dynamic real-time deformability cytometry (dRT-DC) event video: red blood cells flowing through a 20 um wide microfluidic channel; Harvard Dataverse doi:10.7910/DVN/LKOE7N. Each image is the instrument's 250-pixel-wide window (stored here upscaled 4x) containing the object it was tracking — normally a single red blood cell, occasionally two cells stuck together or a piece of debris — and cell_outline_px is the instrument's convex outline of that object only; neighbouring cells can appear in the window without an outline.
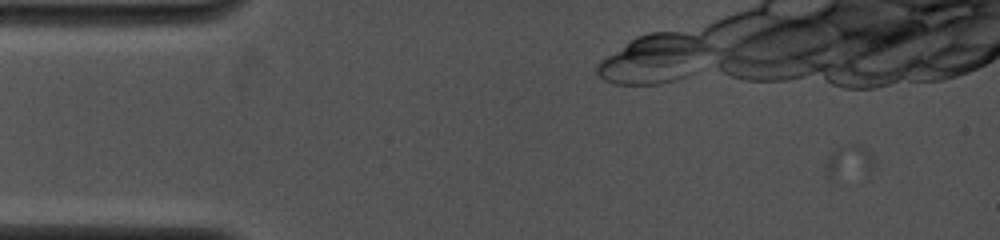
{"species": "common noctule bat (a hibernating species)", "species_latin": "Nyctalus noctula", "temperature_condition": "cold", "stored_images_in_passage": 12, "camera_frame_rate_fps": 4000, "um_per_image_px": 0.085, "animal": {"sex": "female", "body_mass_g": 19.0, "forearm_length_mm": 53.3}, "frame": {"image": 1, "passage_image": 5, "time_ms": 1.5, "image_size_px": [1000, 240], "cell_outline_px": [[876, 168], [868, 180], [828, 180], [824, 168], [824, 164], [832, 152], [836, 148], [848, 144], [856, 144], [864, 148], [876, 160]], "centroid_in_image_um": [72.24, 13.92], "position_along_channel_um": 12.8, "area_um2": 10.87}}